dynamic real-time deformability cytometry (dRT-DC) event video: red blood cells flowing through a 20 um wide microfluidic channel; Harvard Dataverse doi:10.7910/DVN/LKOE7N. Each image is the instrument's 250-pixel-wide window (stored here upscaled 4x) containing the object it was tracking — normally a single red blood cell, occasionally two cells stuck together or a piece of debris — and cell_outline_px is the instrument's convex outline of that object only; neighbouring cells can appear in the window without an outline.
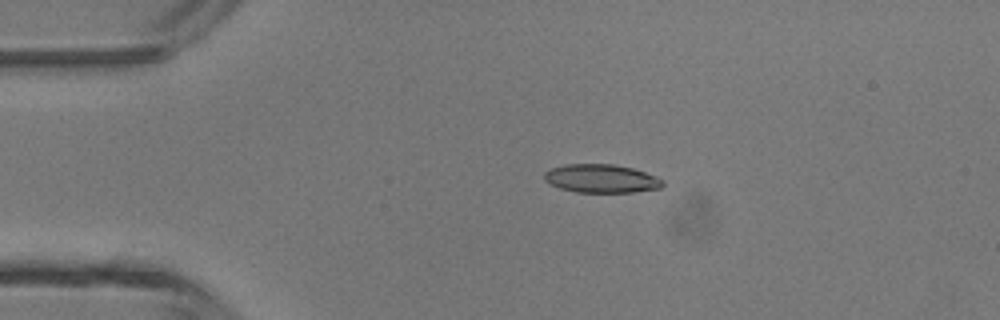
{"species": "common noctule bat (a hibernating species)", "species_latin": "Nyctalus noctula", "temperature_condition": "room temperature", "stored_images_in_passage": 4, "camera_frame_rate_fps": 3000, "um_per_image_px": 0.085, "animal": {"sex": "male", "body_mass_g": 13.3}, "frame": {"image": 1, "passage_image": 3, "time_ms": 0.667, "image_size_px": [1000, 320], "cell_outline_px": [[664, 184], [660, 188], [632, 192], [576, 192], [560, 188], [544, 180], [544, 172], [552, 168], [564, 164], [616, 164], [632, 168], [656, 176], [664, 180]], "centroid_in_image_um": [51.12, 15.17], "position_along_channel_um": 33.9, "area_um2": 19.59}}